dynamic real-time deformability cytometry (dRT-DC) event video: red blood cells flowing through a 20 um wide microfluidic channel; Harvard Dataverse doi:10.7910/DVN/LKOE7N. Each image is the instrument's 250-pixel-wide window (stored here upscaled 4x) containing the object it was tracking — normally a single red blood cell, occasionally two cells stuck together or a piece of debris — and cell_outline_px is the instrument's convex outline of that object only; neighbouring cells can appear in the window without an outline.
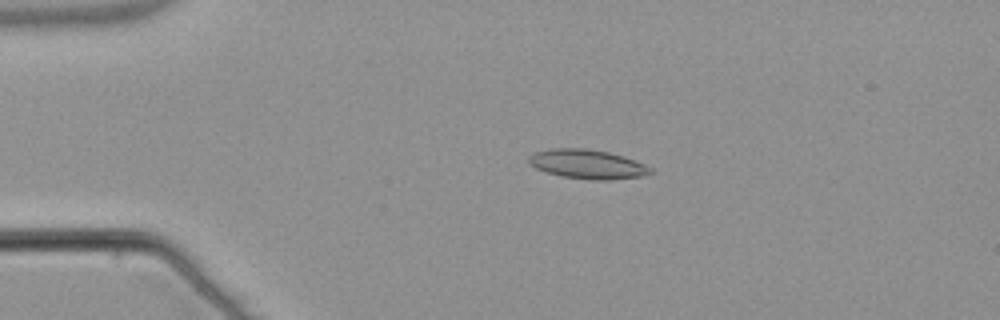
{"species": "common noctule bat (a hibernating species)", "species_latin": "Nyctalus noctula", "temperature_condition": "warm", "stored_images_in_passage": 54, "camera_frame_rate_fps": 3000, "um_per_image_px": 0.085, "animal": {"sex": "male", "body_mass_g": 21.5, "forearm_length_mm": 52.0}, "frame": {"image": 1, "passage_image": 12, "time_ms": 3.667, "image_size_px": [1000, 320], "cell_outline_px": [[652, 172], [644, 176], [612, 180], [596, 180], [564, 176], [548, 172], [536, 168], [528, 164], [528, 156], [536, 152], [552, 148], [588, 148], [608, 152], [624, 156], [644, 164], [652, 168]], "centroid_in_image_um": [49.95, 13.95], "position_along_channel_um": 35.1, "area_um2": 20.69}}
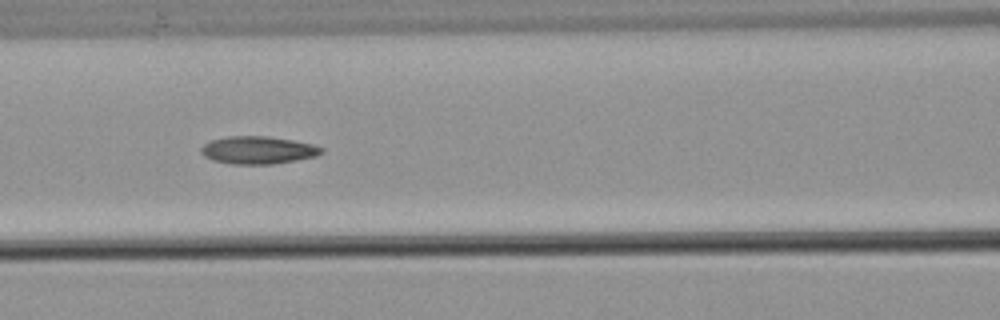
{"frame": {"image": 2, "passage_image": 24, "time_ms": 7.667, "image_size_px": [1000, 320], "cell_outline_px": [[324, 152], [316, 156], [296, 160], [272, 164], [232, 164], [212, 160], [204, 156], [200, 152], [200, 148], [204, 144], [212, 140], [228, 136], [268, 136], [292, 140], [312, 144], [324, 148]], "centroid_in_image_um": [21.93, 12.76], "position_along_channel_um": 144.7, "area_um2": 19.42}}
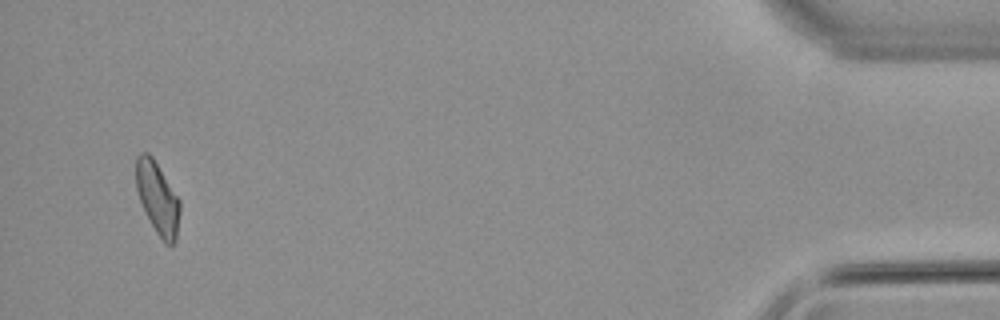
{"frame": {"image": 3, "passage_image": 52, "time_ms": 17.0, "image_size_px": [1000, 320], "cell_outline_px": [[180, 212], [176, 240], [172, 244], [164, 244], [156, 232], [140, 200], [136, 188], [136, 156], [140, 152], [148, 152], [152, 156], [180, 200]], "centroid_in_image_um": [13.4, 16.82], "position_along_channel_um": 421.8, "area_um2": 18.26}, "authors_computed_cell_mechanics": {"area_um2": 18.9295, "velocity_mm_per_s": 3.8345, "shape_relaxation_time_tau1_ms": null, "shape_relaxation_time_tau2_ms": 5.1565, "deformation_change_tau1": null, "deformation_change_tau2": 0.1373}}